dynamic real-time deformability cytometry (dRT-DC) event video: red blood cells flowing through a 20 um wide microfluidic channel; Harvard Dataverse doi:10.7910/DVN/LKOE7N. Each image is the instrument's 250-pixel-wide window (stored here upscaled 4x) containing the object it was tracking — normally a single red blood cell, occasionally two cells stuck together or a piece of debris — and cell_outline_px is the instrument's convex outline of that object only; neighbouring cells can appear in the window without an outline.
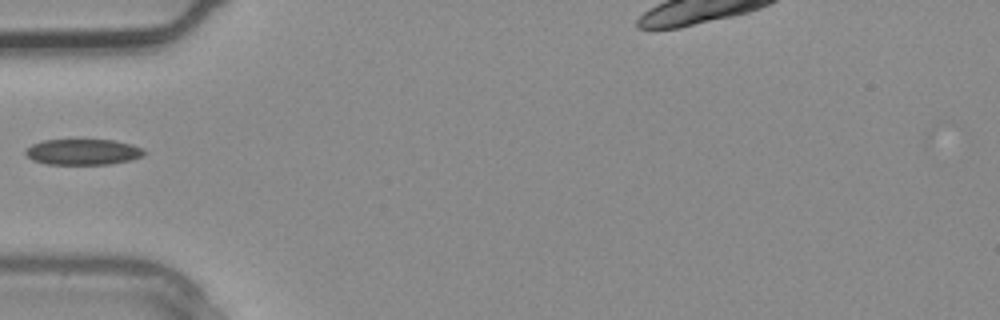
{"species": "common noctule bat (a hibernating species)", "species_latin": "Nyctalus noctula", "temperature_condition": "warm", "stored_images_in_passage": 3, "camera_frame_rate_fps": 3000, "um_per_image_px": 0.085, "animal": {"sex": "male", "body_mass_g": 20.4}, "frame": {"image": 1, "passage_image": 2, "time_ms": 0.333, "image_size_px": [1000, 320], "cell_outline_px": [[148, 152], [144, 156], [132, 160], [108, 164], [48, 164], [32, 160], [24, 152], [24, 148], [32, 144], [44, 140], [116, 140], [132, 144], [144, 148]], "centroid_in_image_um": [7.1, 12.91], "position_along_channel_um": 77.9, "area_um2": 18.09}}